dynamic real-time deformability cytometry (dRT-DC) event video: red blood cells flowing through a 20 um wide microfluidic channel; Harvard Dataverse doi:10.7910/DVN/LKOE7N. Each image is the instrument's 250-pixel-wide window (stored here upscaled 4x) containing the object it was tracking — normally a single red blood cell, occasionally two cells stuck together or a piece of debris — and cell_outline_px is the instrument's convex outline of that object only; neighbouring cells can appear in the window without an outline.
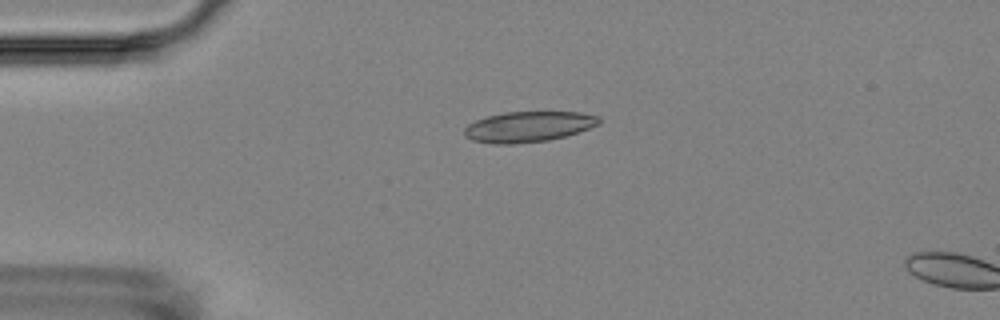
{"species": "Egyptian fruit bat (a non-hibernating species)", "species_latin": "Rousettus aegyptiacus", "temperature_condition": "room temperature", "stored_images_in_passage": 2, "camera_frame_rate_fps": 3000, "um_per_image_px": 0.085, "animal": {"sex": "female"}, "frame": {"image": 1, "passage_image": 1, "time_ms": 0.0, "image_size_px": [1000, 320], "cell_outline_px": [[600, 124], [564, 136], [548, 140], [512, 144], [492, 144], [472, 140], [464, 136], [464, 128], [468, 124], [476, 120], [488, 116], [504, 112], [580, 112], [600, 116]], "centroid_in_image_um": [44.89, 10.77], "position_along_channel_um": 40.1, "area_um2": 23.93}}